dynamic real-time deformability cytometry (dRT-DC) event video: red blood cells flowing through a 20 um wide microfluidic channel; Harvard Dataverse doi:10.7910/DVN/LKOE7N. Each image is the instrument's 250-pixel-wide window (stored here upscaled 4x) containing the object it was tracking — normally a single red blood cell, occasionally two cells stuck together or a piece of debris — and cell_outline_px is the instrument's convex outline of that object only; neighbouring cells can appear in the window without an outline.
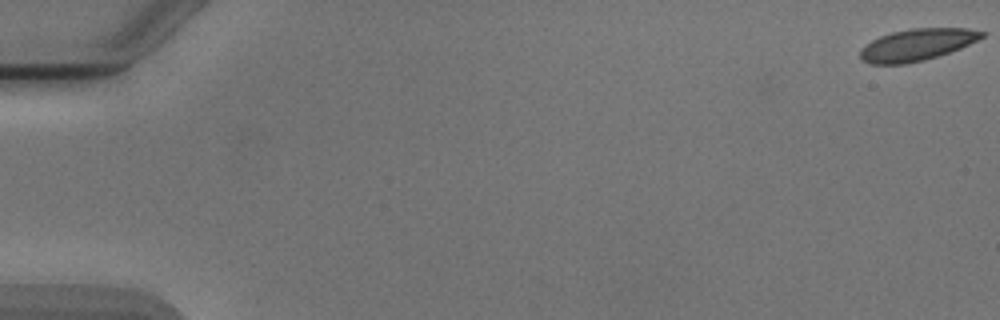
{"species": "Egyptian fruit bat (a non-hibernating species)", "species_latin": "Rousettus aegyptiacus", "temperature_condition": "cold", "stored_images_in_passage": 50, "camera_frame_rate_fps": 3000, "um_per_image_px": 0.085, "animal": {"sex": "male"}, "frame": {"image": 1, "passage_image": 1, "time_ms": 0.0, "image_size_px": [1000, 320], "cell_outline_px": [[984, 36], [960, 48], [924, 60], [904, 64], [872, 64], [864, 60], [860, 56], [860, 52], [872, 40], [880, 36], [892, 32], [908, 28], [968, 28], [984, 32]], "centroid_in_image_um": [77.94, 3.79], "position_along_channel_um": 7.1, "area_um2": 22.14}}
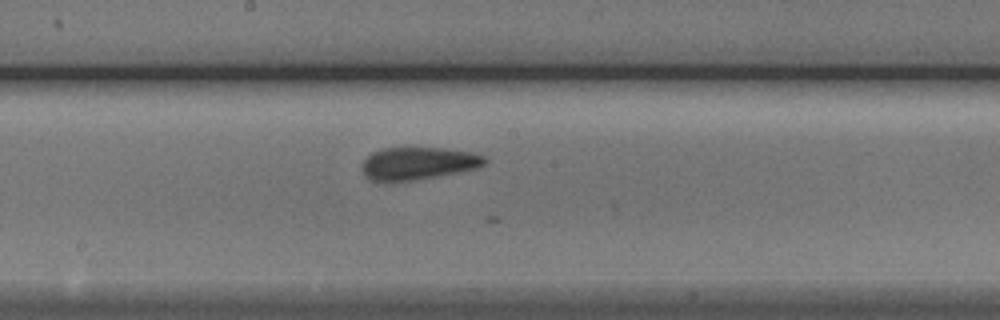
{"frame": {"image": 2, "passage_image": 30, "time_ms": 9.667, "image_size_px": [1000, 320], "cell_outline_px": [[488, 164], [476, 168], [436, 176], [412, 180], [380, 184], [368, 180], [364, 176], [360, 168], [360, 164], [372, 152], [384, 148], [440, 148], [472, 152], [484, 156], [488, 160]], "centroid_in_image_um": [35.45, 13.91], "position_along_channel_um": 212.7, "area_um2": 23.76}}
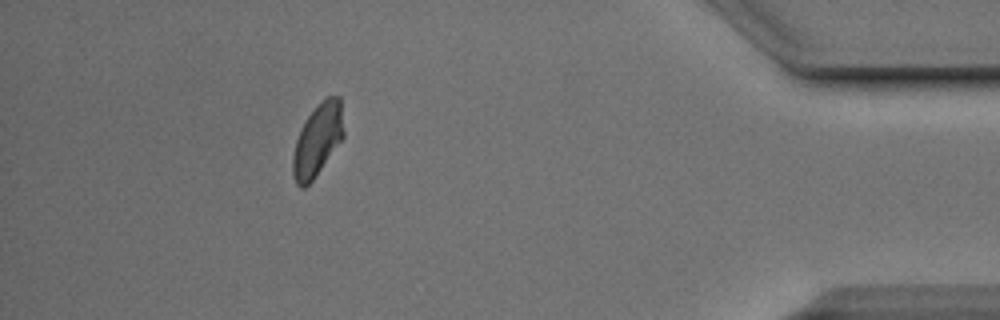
{"frame": {"image": 3, "passage_image": 49, "time_ms": 16.0, "image_size_px": [1000, 320], "cell_outline_px": [[344, 136], [312, 180], [304, 188], [300, 188], [296, 184], [292, 172], [292, 156], [296, 140], [300, 128], [308, 116], [328, 96], [340, 96], [344, 132]], "centroid_in_image_um": [26.97, 11.92], "position_along_channel_um": 408.2, "area_um2": 20.98}}